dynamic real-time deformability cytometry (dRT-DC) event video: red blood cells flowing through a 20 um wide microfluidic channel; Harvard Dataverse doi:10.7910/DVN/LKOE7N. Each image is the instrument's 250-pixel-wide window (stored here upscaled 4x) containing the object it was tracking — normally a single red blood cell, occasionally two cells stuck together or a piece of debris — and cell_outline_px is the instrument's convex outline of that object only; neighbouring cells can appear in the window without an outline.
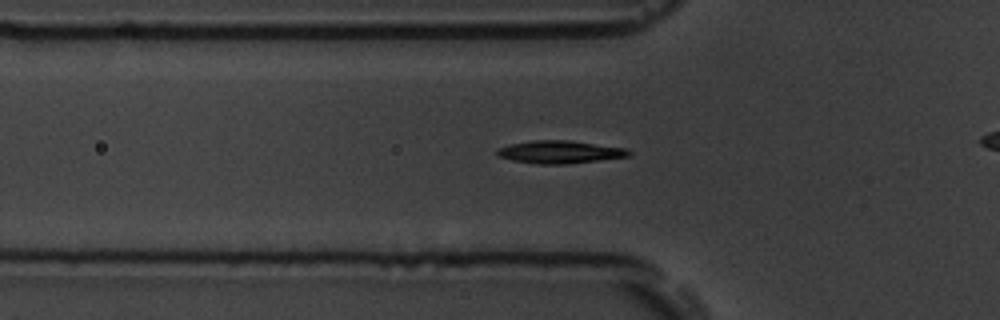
{"species": "common noctule bat (a hibernating species)", "species_latin": "Nyctalus noctula", "temperature_condition": "room temperature", "stored_images_in_passage": 45, "camera_frame_rate_fps": 3000, "um_per_image_px": 0.085, "animal": {"sex": "male", "body_mass_g": 19.5, "forearm_length_mm": 54.6}, "frame": {"image": 1, "passage_image": 14, "time_ms": 4.333, "image_size_px": [1000, 320], "cell_outline_px": [[632, 152], [628, 156], [564, 164], [536, 164], [512, 160], [496, 156], [496, 148], [508, 144], [532, 140], [568, 140], [628, 148]], "centroid_in_image_um": [47.52, 12.91], "position_along_channel_um": 78.3, "area_um2": 17.51}}
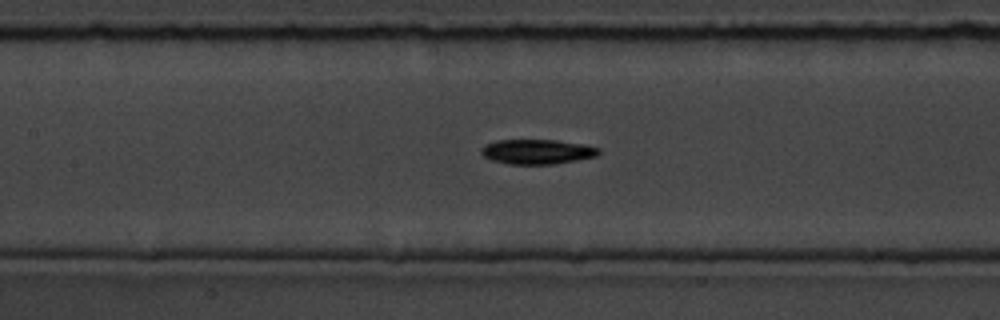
{"frame": {"image": 2, "passage_image": 21, "time_ms": 6.667, "image_size_px": [1000, 320], "cell_outline_px": [[600, 152], [596, 156], [576, 160], [552, 164], [508, 164], [492, 160], [484, 156], [480, 152], [480, 148], [484, 144], [496, 140], [556, 140], [588, 144], [600, 148]], "centroid_in_image_um": [45.66, 12.88], "position_along_channel_um": 161.7, "area_um2": 17.11}}
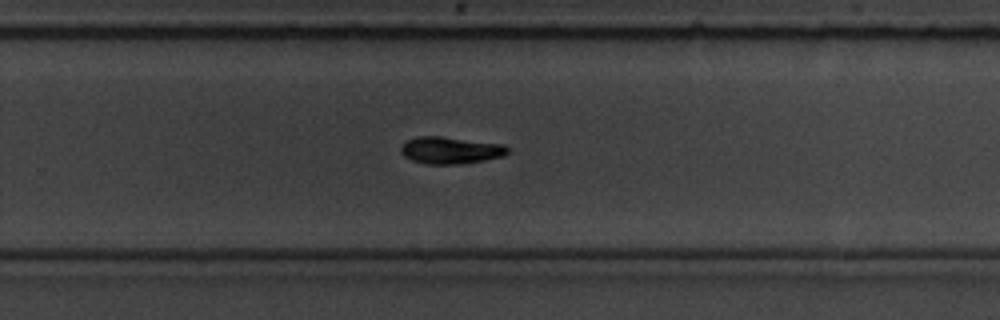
{"frame": {"image": 3, "passage_image": 32, "time_ms": 10.333, "image_size_px": [1000, 320], "cell_outline_px": [[508, 152], [504, 156], [484, 160], [460, 164], [428, 164], [412, 160], [404, 156], [400, 152], [400, 148], [408, 140], [416, 136], [440, 136], [504, 144], [508, 148]], "centroid_in_image_um": [38.29, 12.77], "position_along_channel_um": 291.5, "area_um2": 16.76}, "authors_computed_cell_mechanics": {"area_um2": 16.762, "velocity_mm_per_s": 3.5473, "shape_relaxation_time_tau1_ms": 3.8974, "shape_relaxation_time_tau2_ms": null, "deformation_change_tau1": 0.127, "deformation_change_tau2": null}}